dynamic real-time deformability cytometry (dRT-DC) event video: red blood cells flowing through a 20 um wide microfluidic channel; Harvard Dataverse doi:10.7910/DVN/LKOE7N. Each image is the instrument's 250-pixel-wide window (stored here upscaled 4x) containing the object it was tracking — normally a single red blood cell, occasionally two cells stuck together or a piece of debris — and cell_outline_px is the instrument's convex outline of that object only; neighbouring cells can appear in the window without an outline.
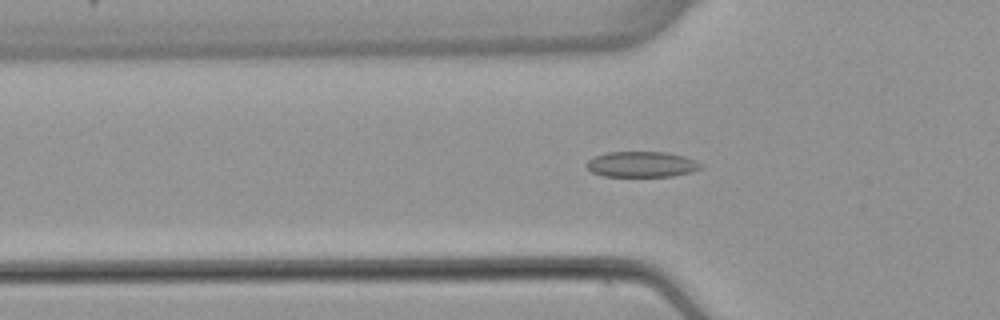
{"species": "common noctule bat (a hibernating species)", "species_latin": "Nyctalus noctula", "temperature_condition": "warm", "stored_images_in_passage": 51, "camera_frame_rate_fps": 3000, "um_per_image_px": 0.085, "animal": {"sex": "female", "body_mass_g": 22.7, "forearm_length_mm": 54.2}, "frame": {"image": 1, "passage_image": 16, "time_ms": 5.0, "image_size_px": [1000, 320], "cell_outline_px": [[704, 168], [692, 172], [672, 176], [604, 176], [592, 172], [584, 164], [592, 156], [608, 152], [668, 152], [684, 156], [696, 160], [704, 164]], "centroid_in_image_um": [54.57, 13.96], "position_along_channel_um": 71.2, "area_um2": 17.34}}
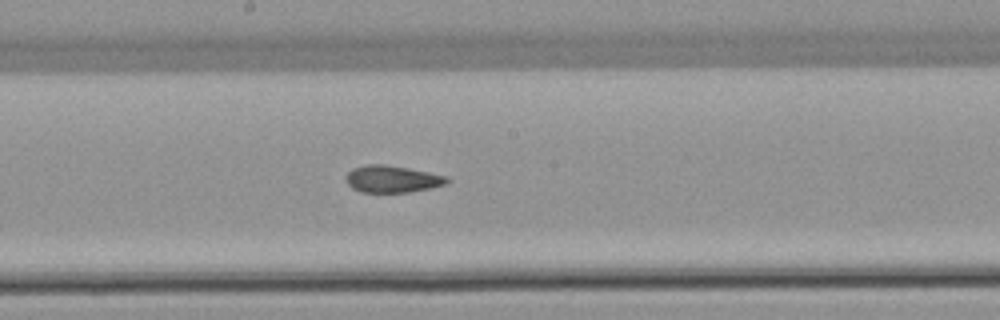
{"frame": {"image": 2, "passage_image": 27, "time_ms": 8.667, "image_size_px": [1000, 320], "cell_outline_px": [[452, 180], [448, 184], [432, 188], [408, 192], [360, 192], [352, 188], [344, 180], [344, 176], [352, 168], [368, 164], [384, 164], [408, 168], [448, 176]], "centroid_in_image_um": [33.35, 15.22], "position_along_channel_um": 214.9, "area_um2": 16.18}}
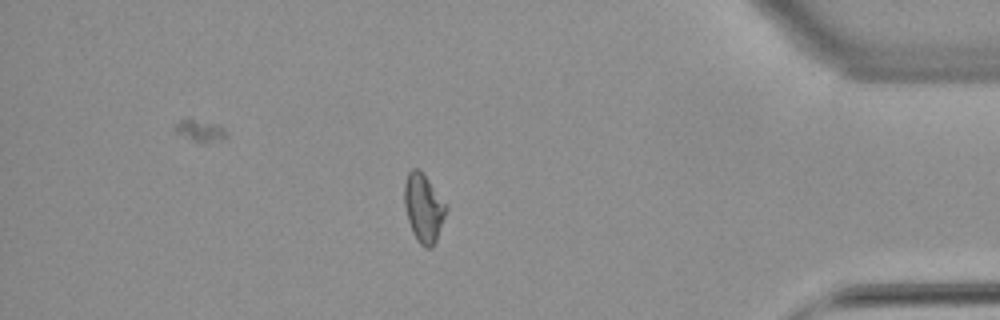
{"frame": {"image": 3, "passage_image": 44, "time_ms": 14.333, "image_size_px": [1000, 320], "cell_outline_px": [[448, 208], [436, 240], [432, 248], [424, 248], [416, 240], [412, 232], [408, 220], [404, 204], [404, 184], [408, 172], [412, 168], [420, 168], [448, 204]], "centroid_in_image_um": [36.01, 17.65], "position_along_channel_um": 399.2, "area_um2": 16.99}, "authors_computed_cell_mechanics": {"area_um2": 16.5308, "velocity_mm_per_s": 3.9034, "shape_relaxation_time_tau1_ms": null, "shape_relaxation_time_tau2_ms": 2.9926, "deformation_change_tau1": null, "deformation_change_tau2": 0.0572}}